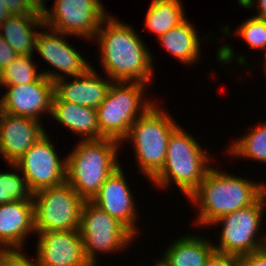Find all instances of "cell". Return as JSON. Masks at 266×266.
Listing matches in <instances>:
<instances>
[{
    "label": "cell",
    "instance_id": "1",
    "mask_svg": "<svg viewBox=\"0 0 266 266\" xmlns=\"http://www.w3.org/2000/svg\"><path fill=\"white\" fill-rule=\"evenodd\" d=\"M132 26L109 13L101 22L94 38L101 54V67L113 81L150 85L154 77L153 56Z\"/></svg>",
    "mask_w": 266,
    "mask_h": 266
},
{
    "label": "cell",
    "instance_id": "2",
    "mask_svg": "<svg viewBox=\"0 0 266 266\" xmlns=\"http://www.w3.org/2000/svg\"><path fill=\"white\" fill-rule=\"evenodd\" d=\"M188 199L199 210L194 222L208 227L221 217L253 204L257 200V188L251 179L212 166Z\"/></svg>",
    "mask_w": 266,
    "mask_h": 266
},
{
    "label": "cell",
    "instance_id": "3",
    "mask_svg": "<svg viewBox=\"0 0 266 266\" xmlns=\"http://www.w3.org/2000/svg\"><path fill=\"white\" fill-rule=\"evenodd\" d=\"M211 160L206 149L180 125L169 137L165 164L151 180L152 185L165 190L173 182L188 198L211 169Z\"/></svg>",
    "mask_w": 266,
    "mask_h": 266
},
{
    "label": "cell",
    "instance_id": "4",
    "mask_svg": "<svg viewBox=\"0 0 266 266\" xmlns=\"http://www.w3.org/2000/svg\"><path fill=\"white\" fill-rule=\"evenodd\" d=\"M120 145L110 138L79 140L66 156V182L85 201H91L107 177L120 166Z\"/></svg>",
    "mask_w": 266,
    "mask_h": 266
},
{
    "label": "cell",
    "instance_id": "5",
    "mask_svg": "<svg viewBox=\"0 0 266 266\" xmlns=\"http://www.w3.org/2000/svg\"><path fill=\"white\" fill-rule=\"evenodd\" d=\"M157 101L148 108L130 127L124 139L133 145L141 175L151 180L162 170L165 164L168 140L170 135L180 126L165 107Z\"/></svg>",
    "mask_w": 266,
    "mask_h": 266
},
{
    "label": "cell",
    "instance_id": "6",
    "mask_svg": "<svg viewBox=\"0 0 266 266\" xmlns=\"http://www.w3.org/2000/svg\"><path fill=\"white\" fill-rule=\"evenodd\" d=\"M148 86L141 82L113 81L105 99L96 109L98 128L103 138L124 143L131 125L155 103V100L144 96Z\"/></svg>",
    "mask_w": 266,
    "mask_h": 266
},
{
    "label": "cell",
    "instance_id": "7",
    "mask_svg": "<svg viewBox=\"0 0 266 266\" xmlns=\"http://www.w3.org/2000/svg\"><path fill=\"white\" fill-rule=\"evenodd\" d=\"M79 232L85 256L92 266H99L98 254L107 255L126 250L137 239L122 222L91 201L83 204Z\"/></svg>",
    "mask_w": 266,
    "mask_h": 266
},
{
    "label": "cell",
    "instance_id": "8",
    "mask_svg": "<svg viewBox=\"0 0 266 266\" xmlns=\"http://www.w3.org/2000/svg\"><path fill=\"white\" fill-rule=\"evenodd\" d=\"M265 206L257 199L250 206L236 210L215 221L212 226H222L219 232L221 233L220 241L217 245L214 244V250L238 257L263 249L265 235L259 230L263 228L261 225L263 215L265 216ZM259 233L262 237H259Z\"/></svg>",
    "mask_w": 266,
    "mask_h": 266
},
{
    "label": "cell",
    "instance_id": "9",
    "mask_svg": "<svg viewBox=\"0 0 266 266\" xmlns=\"http://www.w3.org/2000/svg\"><path fill=\"white\" fill-rule=\"evenodd\" d=\"M32 199L36 232L79 230L85 200L69 183L40 190Z\"/></svg>",
    "mask_w": 266,
    "mask_h": 266
},
{
    "label": "cell",
    "instance_id": "10",
    "mask_svg": "<svg viewBox=\"0 0 266 266\" xmlns=\"http://www.w3.org/2000/svg\"><path fill=\"white\" fill-rule=\"evenodd\" d=\"M102 0H55L42 15L44 25L66 35L94 40L101 22L108 16Z\"/></svg>",
    "mask_w": 266,
    "mask_h": 266
},
{
    "label": "cell",
    "instance_id": "11",
    "mask_svg": "<svg viewBox=\"0 0 266 266\" xmlns=\"http://www.w3.org/2000/svg\"><path fill=\"white\" fill-rule=\"evenodd\" d=\"M47 133L33 144L11 168L24 176L32 193L66 182V157L60 159Z\"/></svg>",
    "mask_w": 266,
    "mask_h": 266
},
{
    "label": "cell",
    "instance_id": "12",
    "mask_svg": "<svg viewBox=\"0 0 266 266\" xmlns=\"http://www.w3.org/2000/svg\"><path fill=\"white\" fill-rule=\"evenodd\" d=\"M42 28L43 31L37 35L35 52L37 51L49 66L58 70V72L56 70L41 71L43 76L55 82L65 77L70 79V77L80 76L92 67V64L87 62L80 52L68 44L67 38L70 35L55 31L45 25Z\"/></svg>",
    "mask_w": 266,
    "mask_h": 266
},
{
    "label": "cell",
    "instance_id": "13",
    "mask_svg": "<svg viewBox=\"0 0 266 266\" xmlns=\"http://www.w3.org/2000/svg\"><path fill=\"white\" fill-rule=\"evenodd\" d=\"M0 111L41 121L43 114L51 116L54 83L41 75L35 82L3 87ZM42 114V115H41Z\"/></svg>",
    "mask_w": 266,
    "mask_h": 266
},
{
    "label": "cell",
    "instance_id": "14",
    "mask_svg": "<svg viewBox=\"0 0 266 266\" xmlns=\"http://www.w3.org/2000/svg\"><path fill=\"white\" fill-rule=\"evenodd\" d=\"M120 165L102 184L99 192L91 200L101 210L122 222L135 236L139 237L138 225L139 211L134 201L124 171ZM138 218V219H137ZM137 220V222H136Z\"/></svg>",
    "mask_w": 266,
    "mask_h": 266
},
{
    "label": "cell",
    "instance_id": "15",
    "mask_svg": "<svg viewBox=\"0 0 266 266\" xmlns=\"http://www.w3.org/2000/svg\"><path fill=\"white\" fill-rule=\"evenodd\" d=\"M36 233V259L41 266H92L79 230Z\"/></svg>",
    "mask_w": 266,
    "mask_h": 266
},
{
    "label": "cell",
    "instance_id": "16",
    "mask_svg": "<svg viewBox=\"0 0 266 266\" xmlns=\"http://www.w3.org/2000/svg\"><path fill=\"white\" fill-rule=\"evenodd\" d=\"M46 133L41 121L0 111V156L14 164Z\"/></svg>",
    "mask_w": 266,
    "mask_h": 266
},
{
    "label": "cell",
    "instance_id": "17",
    "mask_svg": "<svg viewBox=\"0 0 266 266\" xmlns=\"http://www.w3.org/2000/svg\"><path fill=\"white\" fill-rule=\"evenodd\" d=\"M30 234H36L33 200L0 204V250H25Z\"/></svg>",
    "mask_w": 266,
    "mask_h": 266
},
{
    "label": "cell",
    "instance_id": "18",
    "mask_svg": "<svg viewBox=\"0 0 266 266\" xmlns=\"http://www.w3.org/2000/svg\"><path fill=\"white\" fill-rule=\"evenodd\" d=\"M105 78V79H104ZM59 79L54 83V96L52 100H62L73 104L97 107L103 102L113 80L106 75L101 76L92 66L84 74L73 77Z\"/></svg>",
    "mask_w": 266,
    "mask_h": 266
},
{
    "label": "cell",
    "instance_id": "19",
    "mask_svg": "<svg viewBox=\"0 0 266 266\" xmlns=\"http://www.w3.org/2000/svg\"><path fill=\"white\" fill-rule=\"evenodd\" d=\"M52 119L81 140L103 139L98 128L97 110L62 100H52Z\"/></svg>",
    "mask_w": 266,
    "mask_h": 266
},
{
    "label": "cell",
    "instance_id": "20",
    "mask_svg": "<svg viewBox=\"0 0 266 266\" xmlns=\"http://www.w3.org/2000/svg\"><path fill=\"white\" fill-rule=\"evenodd\" d=\"M43 26L41 14L11 15L0 24V35L18 55H33L37 35Z\"/></svg>",
    "mask_w": 266,
    "mask_h": 266
},
{
    "label": "cell",
    "instance_id": "21",
    "mask_svg": "<svg viewBox=\"0 0 266 266\" xmlns=\"http://www.w3.org/2000/svg\"><path fill=\"white\" fill-rule=\"evenodd\" d=\"M212 38V34H208L202 39L198 36V31L191 24V21L186 19L180 25L172 28L168 32L164 33L157 40L159 44L166 49L169 54L172 55L175 59L183 63L184 65H193L199 61L201 58V42L209 38Z\"/></svg>",
    "mask_w": 266,
    "mask_h": 266
},
{
    "label": "cell",
    "instance_id": "22",
    "mask_svg": "<svg viewBox=\"0 0 266 266\" xmlns=\"http://www.w3.org/2000/svg\"><path fill=\"white\" fill-rule=\"evenodd\" d=\"M206 238L187 234L170 243L160 261L166 266H205L214 251V244Z\"/></svg>",
    "mask_w": 266,
    "mask_h": 266
},
{
    "label": "cell",
    "instance_id": "23",
    "mask_svg": "<svg viewBox=\"0 0 266 266\" xmlns=\"http://www.w3.org/2000/svg\"><path fill=\"white\" fill-rule=\"evenodd\" d=\"M181 0H152L146 13L145 27L159 38L186 18Z\"/></svg>",
    "mask_w": 266,
    "mask_h": 266
},
{
    "label": "cell",
    "instance_id": "24",
    "mask_svg": "<svg viewBox=\"0 0 266 266\" xmlns=\"http://www.w3.org/2000/svg\"><path fill=\"white\" fill-rule=\"evenodd\" d=\"M245 135L232 142L225 154L266 163V122L248 129Z\"/></svg>",
    "mask_w": 266,
    "mask_h": 266
},
{
    "label": "cell",
    "instance_id": "25",
    "mask_svg": "<svg viewBox=\"0 0 266 266\" xmlns=\"http://www.w3.org/2000/svg\"><path fill=\"white\" fill-rule=\"evenodd\" d=\"M33 58V55H18L0 72V87L35 82L42 73L37 71Z\"/></svg>",
    "mask_w": 266,
    "mask_h": 266
},
{
    "label": "cell",
    "instance_id": "26",
    "mask_svg": "<svg viewBox=\"0 0 266 266\" xmlns=\"http://www.w3.org/2000/svg\"><path fill=\"white\" fill-rule=\"evenodd\" d=\"M33 193L29 189L24 176L17 172L0 171V204L17 200H33Z\"/></svg>",
    "mask_w": 266,
    "mask_h": 266
},
{
    "label": "cell",
    "instance_id": "27",
    "mask_svg": "<svg viewBox=\"0 0 266 266\" xmlns=\"http://www.w3.org/2000/svg\"><path fill=\"white\" fill-rule=\"evenodd\" d=\"M252 49L262 50L266 54V21L251 16L235 32Z\"/></svg>",
    "mask_w": 266,
    "mask_h": 266
},
{
    "label": "cell",
    "instance_id": "28",
    "mask_svg": "<svg viewBox=\"0 0 266 266\" xmlns=\"http://www.w3.org/2000/svg\"><path fill=\"white\" fill-rule=\"evenodd\" d=\"M22 250H0V266H41L37 259H30Z\"/></svg>",
    "mask_w": 266,
    "mask_h": 266
},
{
    "label": "cell",
    "instance_id": "29",
    "mask_svg": "<svg viewBox=\"0 0 266 266\" xmlns=\"http://www.w3.org/2000/svg\"><path fill=\"white\" fill-rule=\"evenodd\" d=\"M237 266H266V250L259 251L237 257Z\"/></svg>",
    "mask_w": 266,
    "mask_h": 266
},
{
    "label": "cell",
    "instance_id": "30",
    "mask_svg": "<svg viewBox=\"0 0 266 266\" xmlns=\"http://www.w3.org/2000/svg\"><path fill=\"white\" fill-rule=\"evenodd\" d=\"M205 266H237V256L213 251Z\"/></svg>",
    "mask_w": 266,
    "mask_h": 266
},
{
    "label": "cell",
    "instance_id": "31",
    "mask_svg": "<svg viewBox=\"0 0 266 266\" xmlns=\"http://www.w3.org/2000/svg\"><path fill=\"white\" fill-rule=\"evenodd\" d=\"M18 54L11 48L5 39L0 35V72L7 67Z\"/></svg>",
    "mask_w": 266,
    "mask_h": 266
},
{
    "label": "cell",
    "instance_id": "32",
    "mask_svg": "<svg viewBox=\"0 0 266 266\" xmlns=\"http://www.w3.org/2000/svg\"><path fill=\"white\" fill-rule=\"evenodd\" d=\"M11 15L38 14L33 12L24 0H0Z\"/></svg>",
    "mask_w": 266,
    "mask_h": 266
},
{
    "label": "cell",
    "instance_id": "33",
    "mask_svg": "<svg viewBox=\"0 0 266 266\" xmlns=\"http://www.w3.org/2000/svg\"><path fill=\"white\" fill-rule=\"evenodd\" d=\"M24 1L27 4V6L35 13L43 15L48 9V7L46 6L47 0H24Z\"/></svg>",
    "mask_w": 266,
    "mask_h": 266
},
{
    "label": "cell",
    "instance_id": "34",
    "mask_svg": "<svg viewBox=\"0 0 266 266\" xmlns=\"http://www.w3.org/2000/svg\"><path fill=\"white\" fill-rule=\"evenodd\" d=\"M257 4L255 9L258 10L254 17L265 20L266 21V0H256Z\"/></svg>",
    "mask_w": 266,
    "mask_h": 266
},
{
    "label": "cell",
    "instance_id": "35",
    "mask_svg": "<svg viewBox=\"0 0 266 266\" xmlns=\"http://www.w3.org/2000/svg\"><path fill=\"white\" fill-rule=\"evenodd\" d=\"M257 199H259L264 205H266V182H256Z\"/></svg>",
    "mask_w": 266,
    "mask_h": 266
},
{
    "label": "cell",
    "instance_id": "36",
    "mask_svg": "<svg viewBox=\"0 0 266 266\" xmlns=\"http://www.w3.org/2000/svg\"><path fill=\"white\" fill-rule=\"evenodd\" d=\"M11 14L7 10L6 6L0 1V24L3 23Z\"/></svg>",
    "mask_w": 266,
    "mask_h": 266
},
{
    "label": "cell",
    "instance_id": "37",
    "mask_svg": "<svg viewBox=\"0 0 266 266\" xmlns=\"http://www.w3.org/2000/svg\"><path fill=\"white\" fill-rule=\"evenodd\" d=\"M265 55V57H264V59H263V65H262V67H263V70H264V72H265V76H266V54H264Z\"/></svg>",
    "mask_w": 266,
    "mask_h": 266
},
{
    "label": "cell",
    "instance_id": "38",
    "mask_svg": "<svg viewBox=\"0 0 266 266\" xmlns=\"http://www.w3.org/2000/svg\"><path fill=\"white\" fill-rule=\"evenodd\" d=\"M154 266H166V265L163 264L160 260H157V261L154 263Z\"/></svg>",
    "mask_w": 266,
    "mask_h": 266
},
{
    "label": "cell",
    "instance_id": "39",
    "mask_svg": "<svg viewBox=\"0 0 266 266\" xmlns=\"http://www.w3.org/2000/svg\"><path fill=\"white\" fill-rule=\"evenodd\" d=\"M265 234V244H264V249L266 250V233L264 232Z\"/></svg>",
    "mask_w": 266,
    "mask_h": 266
}]
</instances>
